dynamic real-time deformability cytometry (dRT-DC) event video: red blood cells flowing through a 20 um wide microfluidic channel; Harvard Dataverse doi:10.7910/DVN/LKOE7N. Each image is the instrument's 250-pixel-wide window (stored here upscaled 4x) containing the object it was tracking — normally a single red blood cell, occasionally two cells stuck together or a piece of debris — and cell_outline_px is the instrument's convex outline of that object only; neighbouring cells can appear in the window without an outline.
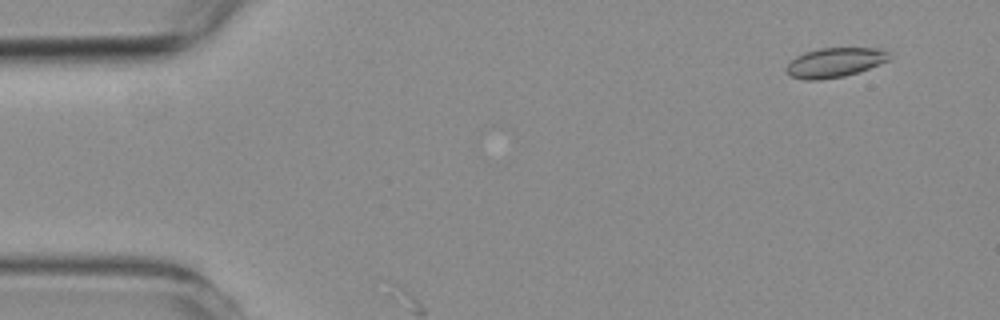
{"species": "common noctule bat (a hibernating species)", "species_latin": "Nyctalus noctula", "temperature_condition": "room temperature", "stored_images_in_passage": 3, "camera_frame_rate_fps": 3000, "um_per_image_px": 0.085, "animal": {"sex": "female", "body_mass_g": 19.3, "forearm_length_mm": 54.1}, "frame": {"image": 1, "passage_image": 1, "time_ms": 0.0, "image_size_px": [1000, 320], "cell_outline_px": [[892, 56], [888, 60], [868, 68], [844, 76], [816, 80], [804, 80], [792, 76], [784, 68], [796, 56], [804, 52], [820, 48], [880, 48], [888, 52]], "centroid_in_image_um": [70.95, 5.3], "position_along_channel_um": 14.1, "area_um2": 17.51}}